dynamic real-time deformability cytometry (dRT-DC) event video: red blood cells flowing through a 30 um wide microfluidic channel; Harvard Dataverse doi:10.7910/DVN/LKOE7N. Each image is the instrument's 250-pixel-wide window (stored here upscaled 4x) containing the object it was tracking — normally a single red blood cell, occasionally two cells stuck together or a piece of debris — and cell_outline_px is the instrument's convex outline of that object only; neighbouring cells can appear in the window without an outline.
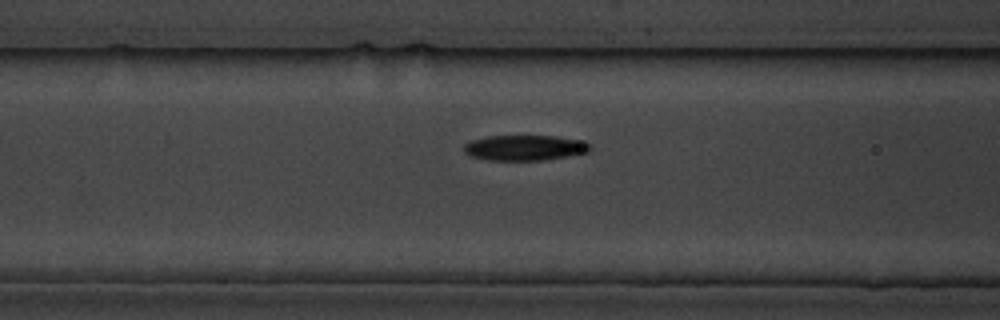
{"species": "common noctule bat (a hibernating species)", "species_latin": "Nyctalus noctula", "temperature_condition": "cold", "stored_images_in_passage": 3, "camera_frame_rate_fps": 3000, "um_per_image_px": 0.085, "animal": {"sex": "male", "body_mass_g": 19.5, "forearm_length_mm": 54.6}, "frame": {"image": 1, "passage_image": 3, "time_ms": 3.0, "image_size_px": [1000, 320], "cell_outline_px": [[592, 148], [588, 152], [568, 156], [544, 160], [488, 160], [472, 156], [464, 152], [464, 144], [472, 140], [488, 136], [556, 136], [584, 140], [592, 144]], "centroid_in_image_um": [44.66, 12.55], "position_along_channel_um": 121.9, "area_um2": 18.79}}